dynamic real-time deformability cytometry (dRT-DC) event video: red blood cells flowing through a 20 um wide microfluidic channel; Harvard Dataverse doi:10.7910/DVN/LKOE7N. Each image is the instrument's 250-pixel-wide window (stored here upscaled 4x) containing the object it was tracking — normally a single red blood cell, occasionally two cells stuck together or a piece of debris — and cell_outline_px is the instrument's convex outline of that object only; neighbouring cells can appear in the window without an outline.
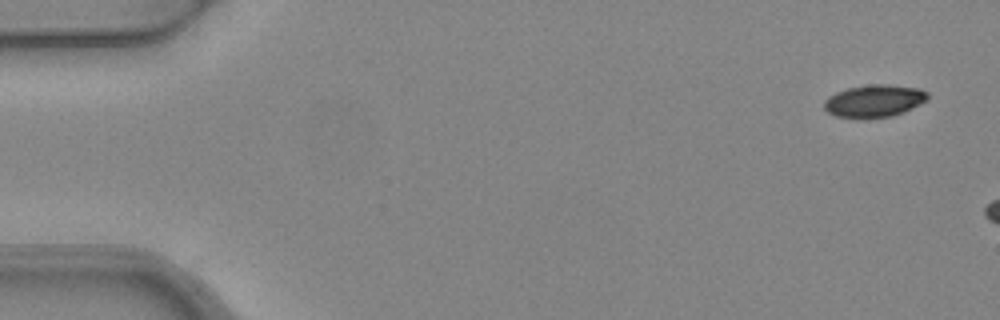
{"species": "common noctule bat (a hibernating species)", "species_latin": "Nyctalus noctula", "temperature_condition": "warm", "stored_images_in_passage": 5, "camera_frame_rate_fps": 3000, "um_per_image_px": 0.085, "animal": {"sex": "female", "body_mass_g": 24.6, "forearm_length_mm": 56.2}, "frame": {"image": 1, "passage_image": 1, "time_ms": 0.0, "image_size_px": [1000, 320], "cell_outline_px": [[928, 100], [904, 112], [892, 116], [864, 120], [836, 116], [828, 112], [824, 108], [824, 100], [828, 96], [836, 92], [848, 88], [872, 84], [888, 84], [920, 88], [928, 92]], "centroid_in_image_um": [74.31, 8.6], "position_along_channel_um": 10.7, "area_um2": 20.0}}